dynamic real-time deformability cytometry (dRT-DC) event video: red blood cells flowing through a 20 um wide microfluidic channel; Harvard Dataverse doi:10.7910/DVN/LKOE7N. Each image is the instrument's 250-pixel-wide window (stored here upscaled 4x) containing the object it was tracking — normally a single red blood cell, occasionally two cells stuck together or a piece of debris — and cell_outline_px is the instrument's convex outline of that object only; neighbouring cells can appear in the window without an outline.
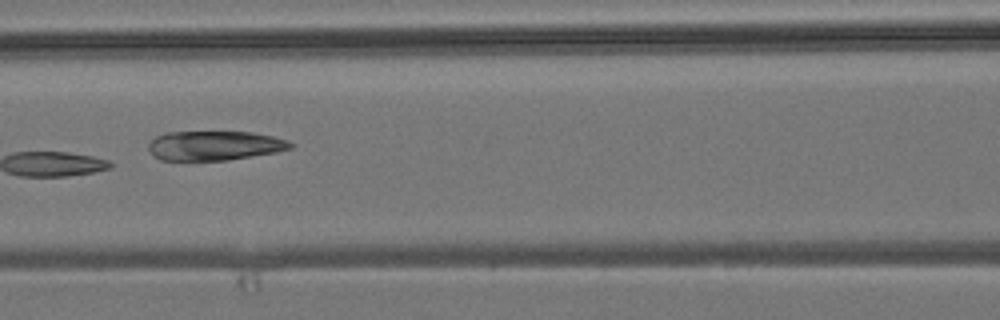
{"species": "common noctule bat (a hibernating species)", "species_latin": "Nyctalus noctula", "temperature_condition": "room temperature", "stored_images_in_passage": 6, "camera_frame_rate_fps": 3000, "um_per_image_px": 0.085, "animal": {"sex": "male", "body_mass_g": 19.2, "forearm_length_mm": 51.8}, "frame": {"image": 1, "passage_image": 6, "time_ms": 7.0, "image_size_px": [1000, 320], "cell_outline_px": [[296, 144], [292, 148], [276, 152], [228, 160], [160, 160], [152, 156], [148, 148], [148, 144], [156, 136], [168, 132], [252, 132], [272, 136], [288, 140]], "centroid_in_image_um": [18.24, 12.38], "position_along_channel_um": 148.4, "area_um2": 24.45}}